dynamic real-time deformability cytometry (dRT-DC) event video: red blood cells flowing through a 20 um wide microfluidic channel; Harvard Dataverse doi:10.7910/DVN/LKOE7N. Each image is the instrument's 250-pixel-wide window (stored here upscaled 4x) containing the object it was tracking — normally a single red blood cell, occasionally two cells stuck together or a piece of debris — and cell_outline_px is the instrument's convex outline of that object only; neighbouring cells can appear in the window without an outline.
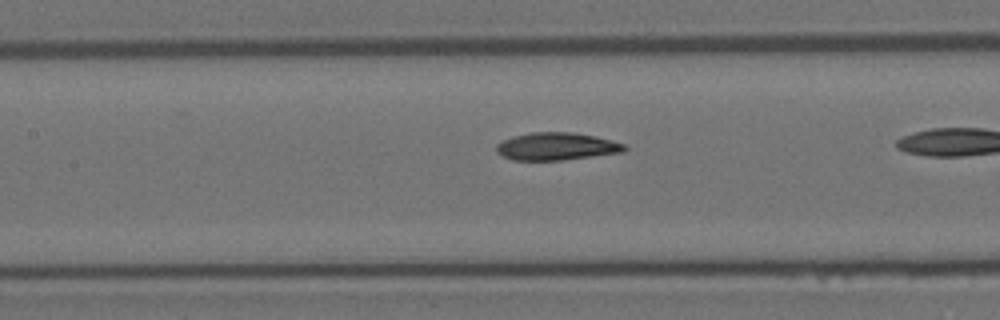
{"species": "Egyptian fruit bat (a non-hibernating species)", "species_latin": "Rousettus aegyptiacus", "temperature_condition": "room temperature", "stored_images_in_passage": 33, "camera_frame_rate_fps": 3000, "um_per_image_px": 0.085, "animal": {"sex": "female"}, "frame": {"image": 1, "passage_image": 15, "time_ms": 4.667, "image_size_px": [1000, 320], "cell_outline_px": [[628, 148], [624, 152], [564, 160], [512, 160], [500, 156], [496, 152], [496, 144], [512, 136], [532, 132], [572, 132], [596, 136], [612, 140], [624, 144]], "centroid_in_image_um": [47.29, 12.45], "position_along_channel_um": 160.1, "area_um2": 20.81}}
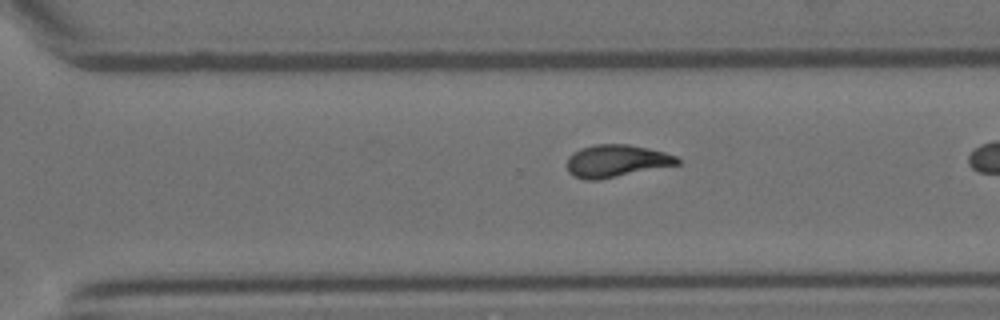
{"frame": {"image": 2, "passage_image": 28, "time_ms": 9.0, "image_size_px": [1000, 320], "cell_outline_px": [[680, 164], [596, 180], [584, 180], [572, 176], [568, 172], [568, 156], [572, 152], [580, 148], [596, 144], [628, 144], [648, 148], [664, 152], [676, 156], [680, 160]], "centroid_in_image_um": [52.36, 13.67], "position_along_channel_um": 318.2, "area_um2": 20.81}}